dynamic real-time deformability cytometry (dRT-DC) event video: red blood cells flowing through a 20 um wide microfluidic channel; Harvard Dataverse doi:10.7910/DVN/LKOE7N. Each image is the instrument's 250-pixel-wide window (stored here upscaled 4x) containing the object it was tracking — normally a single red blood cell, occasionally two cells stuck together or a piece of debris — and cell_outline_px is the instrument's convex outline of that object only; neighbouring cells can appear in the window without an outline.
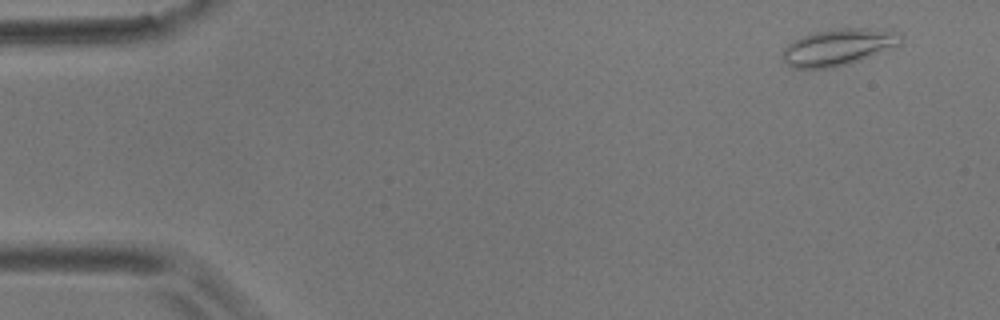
{"species": "common noctule bat (a hibernating species)", "species_latin": "Nyctalus noctula", "temperature_condition": "room temperature", "stored_images_in_passage": 7, "camera_frame_rate_fps": 3000, "um_per_image_px": 0.085, "animal": {"sex": "male", "body_mass_g": 17.9}, "frame": {"image": 1, "passage_image": 1, "time_ms": 0.0, "image_size_px": [1000, 320], "cell_outline_px": [[904, 36], [900, 44], [860, 60], [832, 68], [792, 68], [780, 56], [784, 48], [788, 44], [804, 36], [816, 32], [836, 28], [888, 28], [900, 32]], "centroid_in_image_um": [71.31, 3.98], "position_along_channel_um": 13.7, "area_um2": 25.32}}
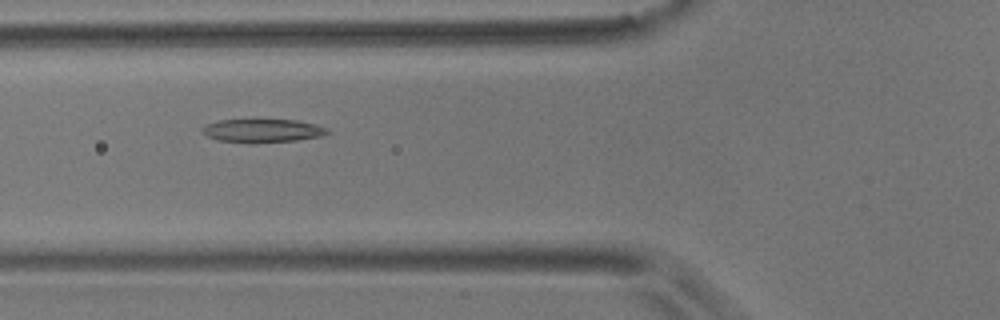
{"frame": {"image": 2, "passage_image": 6, "time_ms": 1.667, "image_size_px": [1000, 320], "cell_outline_px": [[328, 132], [324, 136], [296, 140], [252, 144], [216, 140], [208, 136], [200, 128], [204, 124], [220, 120], [296, 120], [316, 124], [328, 128]], "centroid_in_image_um": [22.3, 11.12], "position_along_channel_um": 103.5, "area_um2": 17.28}}
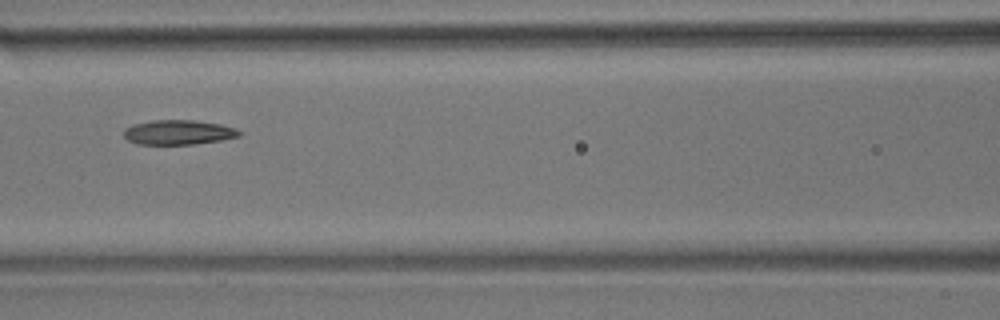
{"frame": {"image": 3, "passage_image": 7, "time_ms": 2.0, "image_size_px": [1000, 320], "cell_outline_px": [[240, 136], [220, 140], [196, 144], [136, 144], [128, 140], [124, 136], [124, 128], [132, 124], [152, 120], [196, 120], [220, 124], [236, 128], [240, 132]], "centroid_in_image_um": [15.14, 11.24], "position_along_channel_um": 151.5, "area_um2": 16.65}}